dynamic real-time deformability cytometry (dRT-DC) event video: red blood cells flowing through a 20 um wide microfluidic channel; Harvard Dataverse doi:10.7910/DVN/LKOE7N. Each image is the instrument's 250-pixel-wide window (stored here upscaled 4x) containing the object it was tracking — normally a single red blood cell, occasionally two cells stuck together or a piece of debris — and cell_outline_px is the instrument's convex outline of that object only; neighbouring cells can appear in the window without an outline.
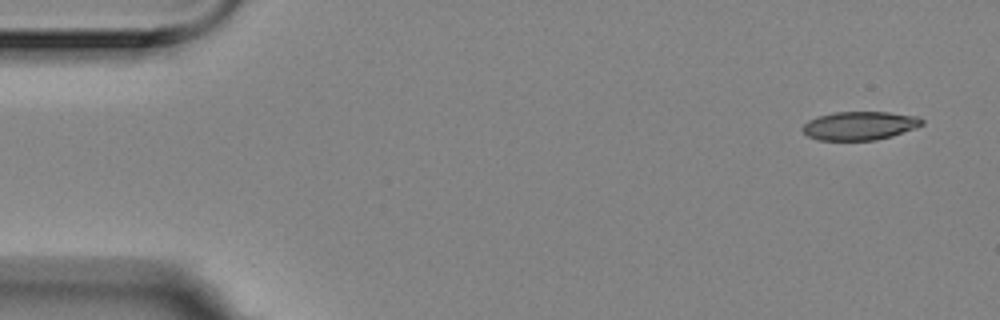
{"species": "Egyptian fruit bat (a non-hibernating species)", "species_latin": "Rousettus aegyptiacus", "temperature_condition": "room temperature", "stored_images_in_passage": 10, "camera_frame_rate_fps": 3000, "um_per_image_px": 0.085, "animal": {"sex": "female"}, "frame": {"image": 1, "passage_image": 1, "time_ms": 0.0, "image_size_px": [1000, 320], "cell_outline_px": [[924, 124], [916, 128], [892, 136], [876, 140], [820, 140], [808, 136], [800, 128], [808, 120], [832, 112], [888, 112], [916, 116], [924, 120]], "centroid_in_image_um": [73.08, 10.68], "position_along_channel_um": 11.9, "area_um2": 19.88}}
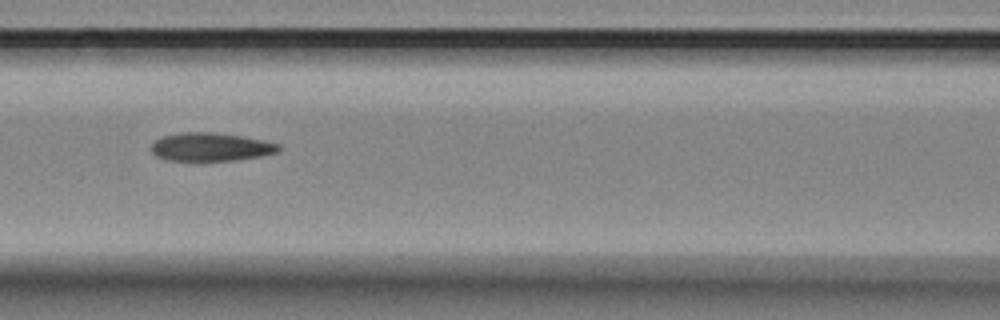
{"frame": {"image": 2, "passage_image": 7, "time_ms": 2.0, "image_size_px": [1000, 320], "cell_outline_px": [[280, 148], [276, 152], [260, 156], [232, 160], [168, 160], [156, 156], [148, 148], [156, 140], [164, 136], [184, 132], [212, 132], [240, 136], [264, 140], [280, 144]], "centroid_in_image_um": [17.89, 12.48], "position_along_channel_um": 148.7, "area_um2": 20.75}}
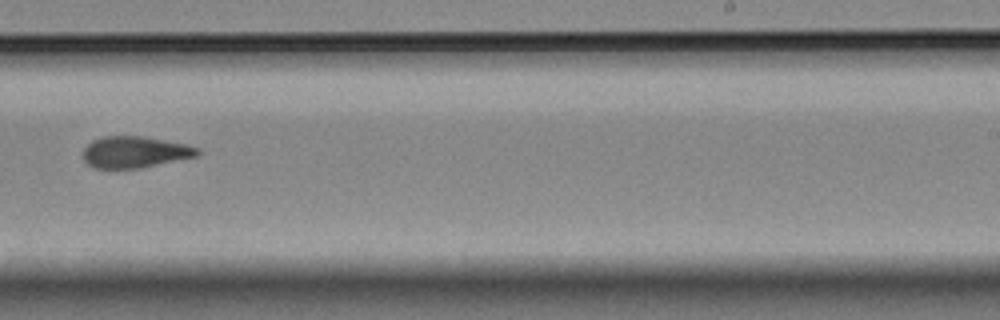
{"frame": {"image": 3, "passage_image": 10, "time_ms": 3.0, "image_size_px": [1000, 320], "cell_outline_px": [[200, 156], [140, 168], [96, 168], [88, 164], [84, 160], [84, 148], [92, 140], [104, 136], [140, 136], [164, 140], [184, 144], [200, 148]], "centroid_in_image_um": [11.49, 12.93], "position_along_channel_um": 277.5, "area_um2": 20.92}}